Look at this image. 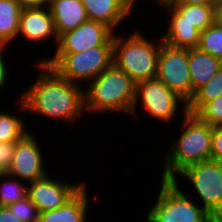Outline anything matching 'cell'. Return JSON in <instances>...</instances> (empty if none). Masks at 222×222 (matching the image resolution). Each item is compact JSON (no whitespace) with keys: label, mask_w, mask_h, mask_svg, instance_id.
<instances>
[{"label":"cell","mask_w":222,"mask_h":222,"mask_svg":"<svg viewBox=\"0 0 222 222\" xmlns=\"http://www.w3.org/2000/svg\"><path fill=\"white\" fill-rule=\"evenodd\" d=\"M23 120L10 112H0V142H17L29 130H26Z\"/></svg>","instance_id":"7402d4cb"},{"label":"cell","mask_w":222,"mask_h":222,"mask_svg":"<svg viewBox=\"0 0 222 222\" xmlns=\"http://www.w3.org/2000/svg\"><path fill=\"white\" fill-rule=\"evenodd\" d=\"M197 48L222 61V26L213 23L201 31Z\"/></svg>","instance_id":"603a6c76"},{"label":"cell","mask_w":222,"mask_h":222,"mask_svg":"<svg viewBox=\"0 0 222 222\" xmlns=\"http://www.w3.org/2000/svg\"><path fill=\"white\" fill-rule=\"evenodd\" d=\"M222 94V66L215 76L205 85L198 88L190 101L186 104L187 113L196 114L207 102Z\"/></svg>","instance_id":"ffe728a7"},{"label":"cell","mask_w":222,"mask_h":222,"mask_svg":"<svg viewBox=\"0 0 222 222\" xmlns=\"http://www.w3.org/2000/svg\"><path fill=\"white\" fill-rule=\"evenodd\" d=\"M4 50H0V90L1 88H4V86L6 85V81H8V77H9V70H7L8 66H6L5 59L4 57Z\"/></svg>","instance_id":"83f0119b"},{"label":"cell","mask_w":222,"mask_h":222,"mask_svg":"<svg viewBox=\"0 0 222 222\" xmlns=\"http://www.w3.org/2000/svg\"><path fill=\"white\" fill-rule=\"evenodd\" d=\"M5 47H7V46L0 39V50L6 49Z\"/></svg>","instance_id":"d6a6232c"},{"label":"cell","mask_w":222,"mask_h":222,"mask_svg":"<svg viewBox=\"0 0 222 222\" xmlns=\"http://www.w3.org/2000/svg\"><path fill=\"white\" fill-rule=\"evenodd\" d=\"M16 142H0V172L6 173L11 165Z\"/></svg>","instance_id":"484cf974"},{"label":"cell","mask_w":222,"mask_h":222,"mask_svg":"<svg viewBox=\"0 0 222 222\" xmlns=\"http://www.w3.org/2000/svg\"><path fill=\"white\" fill-rule=\"evenodd\" d=\"M88 84L84 90L85 112L131 114L136 82L114 64Z\"/></svg>","instance_id":"3957f363"},{"label":"cell","mask_w":222,"mask_h":222,"mask_svg":"<svg viewBox=\"0 0 222 222\" xmlns=\"http://www.w3.org/2000/svg\"><path fill=\"white\" fill-rule=\"evenodd\" d=\"M182 115L183 131L172 142L163 164L161 177L165 180H174L186 167L211 159L212 126L187 113V109H183Z\"/></svg>","instance_id":"7a4b0ae2"},{"label":"cell","mask_w":222,"mask_h":222,"mask_svg":"<svg viewBox=\"0 0 222 222\" xmlns=\"http://www.w3.org/2000/svg\"><path fill=\"white\" fill-rule=\"evenodd\" d=\"M156 78L187 104L192 98L188 49L173 47L161 41Z\"/></svg>","instance_id":"ba28073f"},{"label":"cell","mask_w":222,"mask_h":222,"mask_svg":"<svg viewBox=\"0 0 222 222\" xmlns=\"http://www.w3.org/2000/svg\"><path fill=\"white\" fill-rule=\"evenodd\" d=\"M0 222H22L8 206H0Z\"/></svg>","instance_id":"f1b7e54d"},{"label":"cell","mask_w":222,"mask_h":222,"mask_svg":"<svg viewBox=\"0 0 222 222\" xmlns=\"http://www.w3.org/2000/svg\"><path fill=\"white\" fill-rule=\"evenodd\" d=\"M8 207L22 222H38L39 212L37 206L28 197L12 203Z\"/></svg>","instance_id":"d4e9b609"},{"label":"cell","mask_w":222,"mask_h":222,"mask_svg":"<svg viewBox=\"0 0 222 222\" xmlns=\"http://www.w3.org/2000/svg\"><path fill=\"white\" fill-rule=\"evenodd\" d=\"M34 134L29 131L21 140L16 142L15 152L7 175L15 177L20 182L27 183L44 178V155Z\"/></svg>","instance_id":"9c48e42d"},{"label":"cell","mask_w":222,"mask_h":222,"mask_svg":"<svg viewBox=\"0 0 222 222\" xmlns=\"http://www.w3.org/2000/svg\"><path fill=\"white\" fill-rule=\"evenodd\" d=\"M165 11L170 14L169 24L162 35V41L170 46L193 49L197 48L200 41V33L189 21L184 17L166 0L156 1Z\"/></svg>","instance_id":"4fadbf2b"},{"label":"cell","mask_w":222,"mask_h":222,"mask_svg":"<svg viewBox=\"0 0 222 222\" xmlns=\"http://www.w3.org/2000/svg\"><path fill=\"white\" fill-rule=\"evenodd\" d=\"M139 102L150 117L163 123L173 121L180 102L183 104L182 109H187L185 101L157 78L136 83L135 100L131 109V114L135 117H137L135 111Z\"/></svg>","instance_id":"52a82bcc"},{"label":"cell","mask_w":222,"mask_h":222,"mask_svg":"<svg viewBox=\"0 0 222 222\" xmlns=\"http://www.w3.org/2000/svg\"><path fill=\"white\" fill-rule=\"evenodd\" d=\"M132 1H133L134 3H136V0H132ZM153 1L155 2V1H159V0H153Z\"/></svg>","instance_id":"836d02e7"},{"label":"cell","mask_w":222,"mask_h":222,"mask_svg":"<svg viewBox=\"0 0 222 222\" xmlns=\"http://www.w3.org/2000/svg\"><path fill=\"white\" fill-rule=\"evenodd\" d=\"M1 179L5 181L2 180L0 182V206H8L27 197V182L24 184L21 181L20 183L18 179L7 175V173H0V180Z\"/></svg>","instance_id":"44dd1931"},{"label":"cell","mask_w":222,"mask_h":222,"mask_svg":"<svg viewBox=\"0 0 222 222\" xmlns=\"http://www.w3.org/2000/svg\"><path fill=\"white\" fill-rule=\"evenodd\" d=\"M88 20L100 22L113 32L132 13L135 3L132 0H81Z\"/></svg>","instance_id":"5bb4252c"},{"label":"cell","mask_w":222,"mask_h":222,"mask_svg":"<svg viewBox=\"0 0 222 222\" xmlns=\"http://www.w3.org/2000/svg\"><path fill=\"white\" fill-rule=\"evenodd\" d=\"M178 175L184 176L202 200L203 208L217 221L222 220V163L204 160L186 167Z\"/></svg>","instance_id":"8992f818"},{"label":"cell","mask_w":222,"mask_h":222,"mask_svg":"<svg viewBox=\"0 0 222 222\" xmlns=\"http://www.w3.org/2000/svg\"><path fill=\"white\" fill-rule=\"evenodd\" d=\"M18 35H22L26 40L34 41V43L44 42L53 36V41H55L57 46L59 36L49 6L22 9L17 38Z\"/></svg>","instance_id":"7c38bea8"},{"label":"cell","mask_w":222,"mask_h":222,"mask_svg":"<svg viewBox=\"0 0 222 222\" xmlns=\"http://www.w3.org/2000/svg\"><path fill=\"white\" fill-rule=\"evenodd\" d=\"M214 7V23L222 26V0H215Z\"/></svg>","instance_id":"4dcf8cb0"},{"label":"cell","mask_w":222,"mask_h":222,"mask_svg":"<svg viewBox=\"0 0 222 222\" xmlns=\"http://www.w3.org/2000/svg\"><path fill=\"white\" fill-rule=\"evenodd\" d=\"M211 159L222 163V126L212 127Z\"/></svg>","instance_id":"4316f807"},{"label":"cell","mask_w":222,"mask_h":222,"mask_svg":"<svg viewBox=\"0 0 222 222\" xmlns=\"http://www.w3.org/2000/svg\"><path fill=\"white\" fill-rule=\"evenodd\" d=\"M85 183H65L46 175L42 179L28 183L27 197L37 206L39 213L51 211L68 202Z\"/></svg>","instance_id":"8fae6325"},{"label":"cell","mask_w":222,"mask_h":222,"mask_svg":"<svg viewBox=\"0 0 222 222\" xmlns=\"http://www.w3.org/2000/svg\"><path fill=\"white\" fill-rule=\"evenodd\" d=\"M170 4H213L215 0H166Z\"/></svg>","instance_id":"1f68e13d"},{"label":"cell","mask_w":222,"mask_h":222,"mask_svg":"<svg viewBox=\"0 0 222 222\" xmlns=\"http://www.w3.org/2000/svg\"><path fill=\"white\" fill-rule=\"evenodd\" d=\"M37 65L40 74L18 98V111L74 123L85 111L83 86L65 80L44 62Z\"/></svg>","instance_id":"6da1fadb"},{"label":"cell","mask_w":222,"mask_h":222,"mask_svg":"<svg viewBox=\"0 0 222 222\" xmlns=\"http://www.w3.org/2000/svg\"><path fill=\"white\" fill-rule=\"evenodd\" d=\"M54 54L53 57L39 62H44L62 78L78 85L82 81L90 83L113 64V46H98L77 53Z\"/></svg>","instance_id":"5b68a950"},{"label":"cell","mask_w":222,"mask_h":222,"mask_svg":"<svg viewBox=\"0 0 222 222\" xmlns=\"http://www.w3.org/2000/svg\"><path fill=\"white\" fill-rule=\"evenodd\" d=\"M201 121L212 127L222 126V94L207 102L196 114Z\"/></svg>","instance_id":"cb8c5ba5"},{"label":"cell","mask_w":222,"mask_h":222,"mask_svg":"<svg viewBox=\"0 0 222 222\" xmlns=\"http://www.w3.org/2000/svg\"><path fill=\"white\" fill-rule=\"evenodd\" d=\"M188 64L194 92L210 81L222 66V61L200 51L198 48L188 49Z\"/></svg>","instance_id":"e0dca14e"},{"label":"cell","mask_w":222,"mask_h":222,"mask_svg":"<svg viewBox=\"0 0 222 222\" xmlns=\"http://www.w3.org/2000/svg\"><path fill=\"white\" fill-rule=\"evenodd\" d=\"M87 183L63 206L39 213L38 222H86L89 207Z\"/></svg>","instance_id":"2e32d148"},{"label":"cell","mask_w":222,"mask_h":222,"mask_svg":"<svg viewBox=\"0 0 222 222\" xmlns=\"http://www.w3.org/2000/svg\"><path fill=\"white\" fill-rule=\"evenodd\" d=\"M147 38L139 30L127 37L113 34V64L136 83L156 78L157 74L162 38L159 44Z\"/></svg>","instance_id":"277c9868"},{"label":"cell","mask_w":222,"mask_h":222,"mask_svg":"<svg viewBox=\"0 0 222 222\" xmlns=\"http://www.w3.org/2000/svg\"><path fill=\"white\" fill-rule=\"evenodd\" d=\"M21 11L15 0H0V39L6 46L17 38Z\"/></svg>","instance_id":"ac0fdd59"},{"label":"cell","mask_w":222,"mask_h":222,"mask_svg":"<svg viewBox=\"0 0 222 222\" xmlns=\"http://www.w3.org/2000/svg\"><path fill=\"white\" fill-rule=\"evenodd\" d=\"M19 6L24 8H41L48 5V0H15Z\"/></svg>","instance_id":"f546056e"},{"label":"cell","mask_w":222,"mask_h":222,"mask_svg":"<svg viewBox=\"0 0 222 222\" xmlns=\"http://www.w3.org/2000/svg\"><path fill=\"white\" fill-rule=\"evenodd\" d=\"M58 36L73 30L87 21L86 10L81 0H48Z\"/></svg>","instance_id":"9a60e30c"},{"label":"cell","mask_w":222,"mask_h":222,"mask_svg":"<svg viewBox=\"0 0 222 222\" xmlns=\"http://www.w3.org/2000/svg\"><path fill=\"white\" fill-rule=\"evenodd\" d=\"M113 34L105 24L87 20L59 36L55 53H77L98 46H113Z\"/></svg>","instance_id":"30bf717a"},{"label":"cell","mask_w":222,"mask_h":222,"mask_svg":"<svg viewBox=\"0 0 222 222\" xmlns=\"http://www.w3.org/2000/svg\"><path fill=\"white\" fill-rule=\"evenodd\" d=\"M185 20L199 31H204L214 23L213 4H171Z\"/></svg>","instance_id":"d6986e66"}]
</instances>
